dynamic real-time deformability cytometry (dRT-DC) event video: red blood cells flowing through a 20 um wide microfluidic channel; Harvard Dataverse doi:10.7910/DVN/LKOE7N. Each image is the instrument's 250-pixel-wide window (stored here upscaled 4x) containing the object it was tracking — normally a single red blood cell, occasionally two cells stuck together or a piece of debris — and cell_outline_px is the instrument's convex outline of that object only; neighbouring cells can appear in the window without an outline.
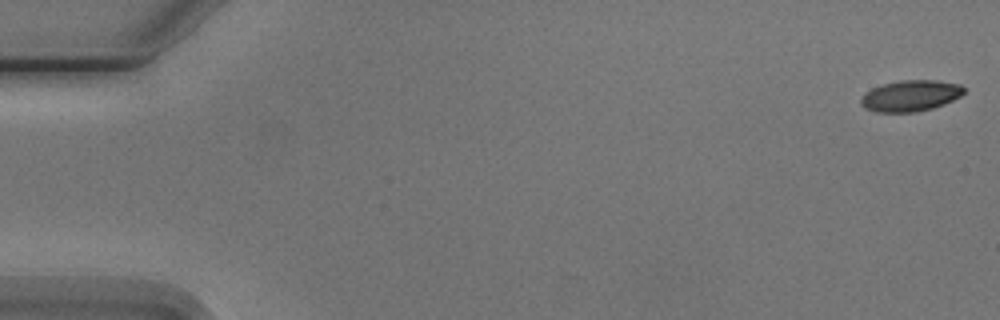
{"species": "Egyptian fruit bat (a non-hibernating species)", "species_latin": "Rousettus aegyptiacus", "temperature_condition": "cold", "stored_images_in_passage": 6, "camera_frame_rate_fps": 3000, "um_per_image_px": 0.085, "animal": {"sex": "male"}, "frame": {"image": 1, "passage_image": 1, "time_ms": 0.0, "image_size_px": [1000, 320], "cell_outline_px": [[964, 92], [960, 96], [944, 104], [932, 108], [912, 112], [876, 112], [864, 108], [860, 104], [860, 100], [864, 92], [872, 88], [884, 84], [900, 80], [936, 80], [960, 84], [964, 88]], "centroid_in_image_um": [77.36, 8.13], "position_along_channel_um": 7.6, "area_um2": 18.67}}
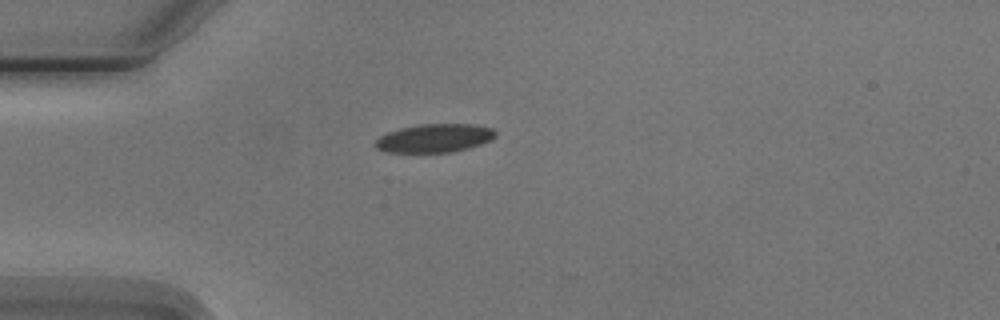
{"frame": {"image": 2, "passage_image": 5, "time_ms": 4.667, "image_size_px": [1000, 320], "cell_outline_px": [[496, 136], [492, 140], [468, 148], [452, 152], [388, 152], [376, 148], [376, 140], [380, 136], [388, 132], [400, 128], [420, 124], [472, 124], [492, 128], [496, 132]], "centroid_in_image_um": [36.96, 11.74], "position_along_channel_um": 48.0, "area_um2": 19.83}}